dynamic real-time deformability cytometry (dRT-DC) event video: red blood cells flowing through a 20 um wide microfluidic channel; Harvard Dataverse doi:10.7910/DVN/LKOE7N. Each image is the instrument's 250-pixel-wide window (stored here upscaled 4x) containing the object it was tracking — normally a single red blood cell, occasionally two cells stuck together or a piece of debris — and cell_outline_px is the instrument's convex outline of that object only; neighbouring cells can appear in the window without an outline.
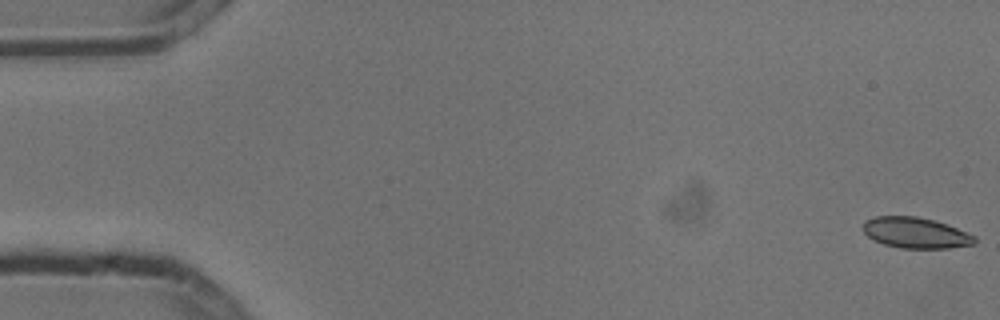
{"species": "common noctule bat (a hibernating species)", "species_latin": "Nyctalus noctula", "temperature_condition": "cold", "stored_images_in_passage": 6, "segment_of_instrument_passage": [1, 2], "camera_frame_rate_fps": 3000, "um_per_image_px": 0.085, "animal": {"sex": "male", "body_mass_g": 13.3}, "frame": {"image": 1, "passage_image": 1, "time_ms": 0.0, "image_size_px": [1000, 320], "cell_outline_px": [[976, 244], [948, 248], [900, 248], [884, 244], [868, 236], [864, 232], [864, 220], [876, 216], [916, 216], [948, 224], [976, 236]], "centroid_in_image_um": [77.86, 19.79], "position_along_channel_um": 7.1, "area_um2": 20.0}}